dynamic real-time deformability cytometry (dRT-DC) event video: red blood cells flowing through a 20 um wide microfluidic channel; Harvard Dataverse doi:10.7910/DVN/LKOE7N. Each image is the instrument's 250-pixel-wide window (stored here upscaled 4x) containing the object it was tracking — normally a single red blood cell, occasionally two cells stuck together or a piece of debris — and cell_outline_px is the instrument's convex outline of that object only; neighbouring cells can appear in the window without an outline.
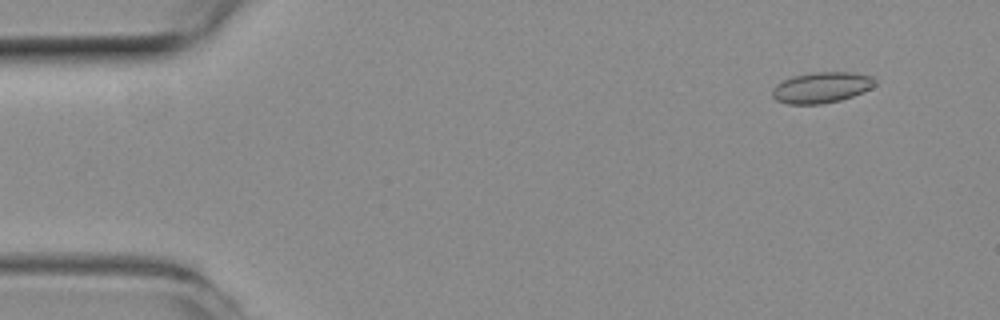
{"species": "common noctule bat (a hibernating species)", "species_latin": "Nyctalus noctula", "temperature_condition": "room temperature", "stored_images_in_passage": 53, "camera_frame_rate_fps": 3000, "um_per_image_px": 0.085, "animal": {"sex": "female", "body_mass_g": 19.3, "forearm_length_mm": 54.1}, "frame": {"image": 1, "passage_image": 5, "time_ms": 1.333, "image_size_px": [1000, 320], "cell_outline_px": [[876, 84], [872, 88], [864, 92], [840, 100], [820, 104], [788, 104], [776, 100], [772, 96], [772, 88], [776, 84], [792, 76], [816, 72], [852, 72], [872, 76], [876, 80]], "centroid_in_image_um": [69.84, 7.43], "position_along_channel_um": 15.2, "area_um2": 18.55}}
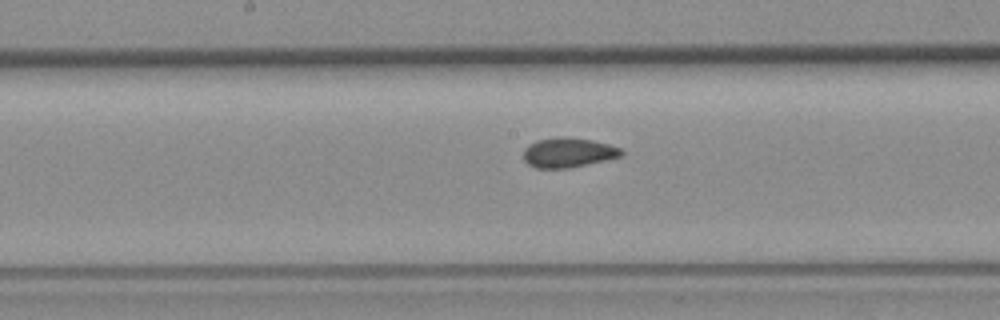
{"frame": {"image": 2, "passage_image": 27, "time_ms": 8.667, "image_size_px": [1000, 320], "cell_outline_px": [[624, 156], [568, 168], [536, 168], [528, 164], [524, 160], [524, 148], [528, 144], [536, 140], [556, 136], [564, 136], [592, 140], [608, 144], [620, 148], [624, 152]], "centroid_in_image_um": [48.28, 12.95], "position_along_channel_um": 199.9, "area_um2": 17.11}}
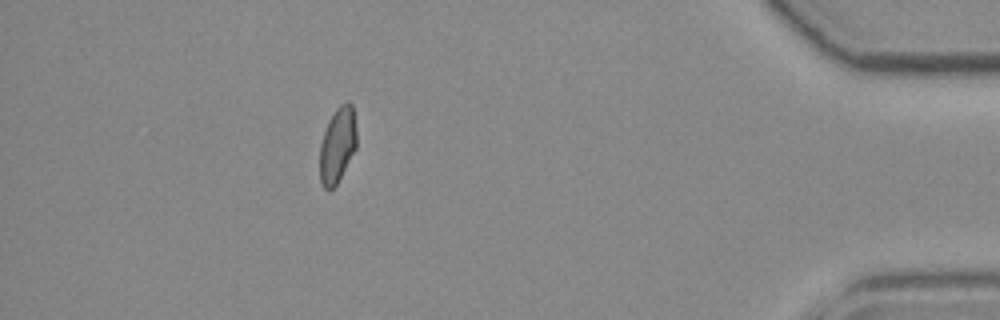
{"frame": {"image": 3, "passage_image": 47, "time_ms": 15.333, "image_size_px": [1000, 320], "cell_outline_px": [[356, 148], [336, 184], [328, 192], [324, 188], [320, 180], [320, 144], [328, 120], [336, 108], [340, 104], [348, 100], [352, 104], [356, 128]], "centroid_in_image_um": [28.68, 12.3], "position_along_channel_um": 406.5, "area_um2": 16.18}}